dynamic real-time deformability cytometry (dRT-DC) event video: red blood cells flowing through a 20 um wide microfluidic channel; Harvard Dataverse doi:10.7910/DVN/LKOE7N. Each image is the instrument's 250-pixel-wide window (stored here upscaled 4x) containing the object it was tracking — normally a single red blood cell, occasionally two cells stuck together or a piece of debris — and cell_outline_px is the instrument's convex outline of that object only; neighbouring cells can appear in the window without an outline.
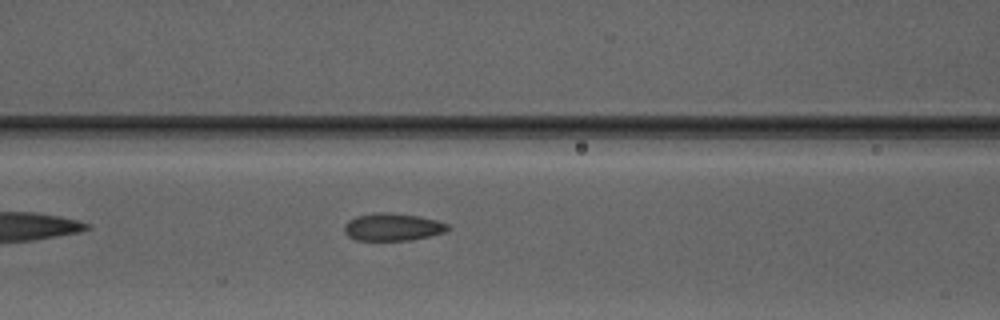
{"species": "Egyptian fruit bat (a non-hibernating species)", "species_latin": "Rousettus aegyptiacus", "temperature_condition": "warm", "stored_images_in_passage": 8, "camera_frame_rate_fps": 3000, "um_per_image_px": 0.085, "animal": {"sex": "male"}, "frame": {"image": 1, "passage_image": 7, "time_ms": 2.0, "image_size_px": [1000, 320], "cell_outline_px": [[452, 228], [444, 232], [412, 240], [356, 240], [348, 236], [344, 232], [344, 224], [348, 220], [356, 216], [376, 212], [388, 212], [420, 216], [436, 220], [448, 224]], "centroid_in_image_um": [33.36, 19.29], "position_along_channel_um": 133.2, "area_um2": 16.7}}